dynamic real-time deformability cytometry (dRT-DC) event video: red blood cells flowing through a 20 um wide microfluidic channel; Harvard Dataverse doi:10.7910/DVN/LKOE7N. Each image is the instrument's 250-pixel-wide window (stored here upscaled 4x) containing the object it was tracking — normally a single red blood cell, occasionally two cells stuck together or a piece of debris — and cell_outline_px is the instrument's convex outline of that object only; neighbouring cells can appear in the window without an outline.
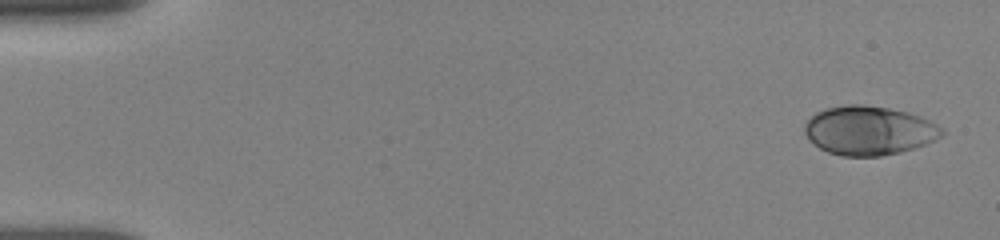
{"species": "human", "species_latin": "Homo sapiens", "temperature_condition": "room temperature", "stored_images_in_passage": 16, "camera_frame_rate_fps": 3000, "um_per_image_px": 0.085, "donor": {"sex": "female"}, "frame": {"image": 1, "passage_image": 1, "time_ms": 0.0, "image_size_px": [1000, 240], "cell_outline_px": [[944, 132], [936, 140], [900, 152], [880, 156], [840, 156], [828, 152], [820, 148], [808, 140], [804, 132], [804, 124], [816, 112], [824, 108], [848, 104], [864, 104], [888, 108], [908, 112], [920, 116], [944, 128]], "centroid_in_image_um": [73.83, 11.09], "position_along_channel_um": 11.2, "area_um2": 39.3}}
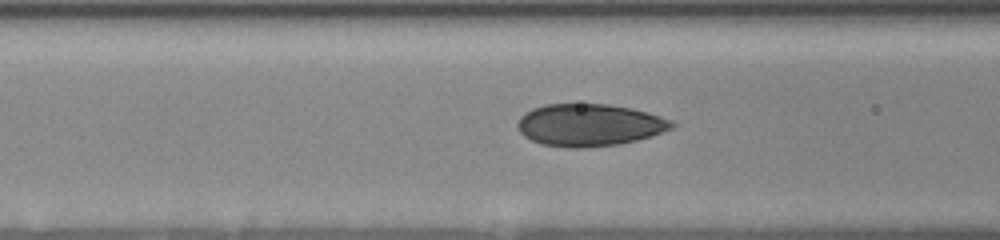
{"frame": {"image": 2, "passage_image": 10, "time_ms": 6.333, "image_size_px": [1000, 240], "cell_outline_px": [[676, 124], [672, 128], [652, 136], [620, 144], [584, 148], [568, 148], [540, 144], [524, 136], [520, 132], [516, 124], [520, 116], [524, 112], [532, 108], [544, 104], [608, 104], [632, 108], [648, 112], [672, 120]], "centroid_in_image_um": [50.08, 10.62], "position_along_channel_um": 116.5, "area_um2": 38.32}}
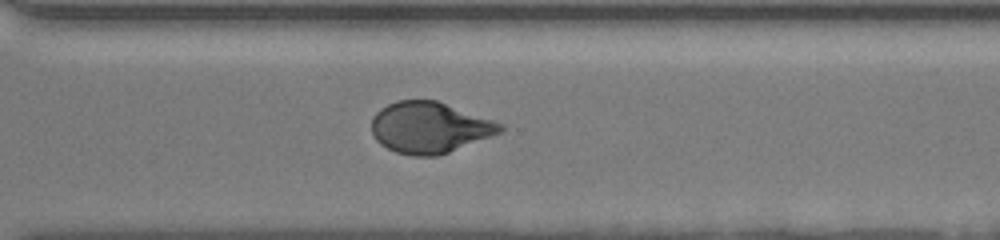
{"frame": {"image": 3, "passage_image": 16, "time_ms": 12.0, "image_size_px": [1000, 240], "cell_outline_px": [[504, 128], [500, 132], [492, 136], [448, 152], [436, 156], [412, 156], [396, 152], [380, 144], [376, 140], [372, 132], [372, 116], [380, 108], [396, 100], [436, 100], [504, 124]], "centroid_in_image_um": [36.49, 10.84], "position_along_channel_um": 334.1, "area_um2": 38.21}}